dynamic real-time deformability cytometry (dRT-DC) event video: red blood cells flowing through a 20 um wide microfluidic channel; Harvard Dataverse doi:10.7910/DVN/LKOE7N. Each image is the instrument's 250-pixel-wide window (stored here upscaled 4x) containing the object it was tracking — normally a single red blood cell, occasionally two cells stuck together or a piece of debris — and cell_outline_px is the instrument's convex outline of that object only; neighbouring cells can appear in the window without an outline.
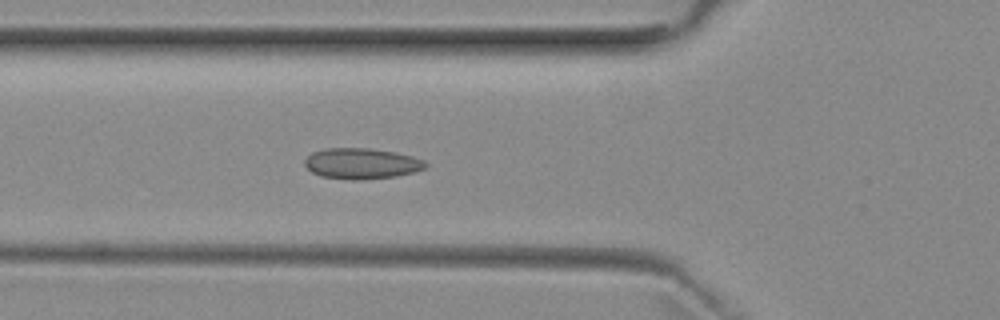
{"species": "common noctule bat (a hibernating species)", "species_latin": "Nyctalus noctula", "temperature_condition": "room temperature", "stored_images_in_passage": 14, "camera_frame_rate_fps": 3000, "um_per_image_px": 0.085, "animal": {"sex": "female", "body_mass_g": 29.2, "forearm_length_mm": 56.3}, "frame": {"image": 1, "passage_image": 4, "time_ms": 1.0, "image_size_px": [1000, 320], "cell_outline_px": [[428, 164], [424, 168], [412, 172], [396, 176], [360, 180], [352, 180], [320, 176], [312, 172], [304, 164], [304, 160], [312, 152], [324, 148], [368, 148], [392, 152], [412, 156], [424, 160]], "centroid_in_image_um": [30.7, 13.9], "position_along_channel_um": 95.1, "area_um2": 21.56}}
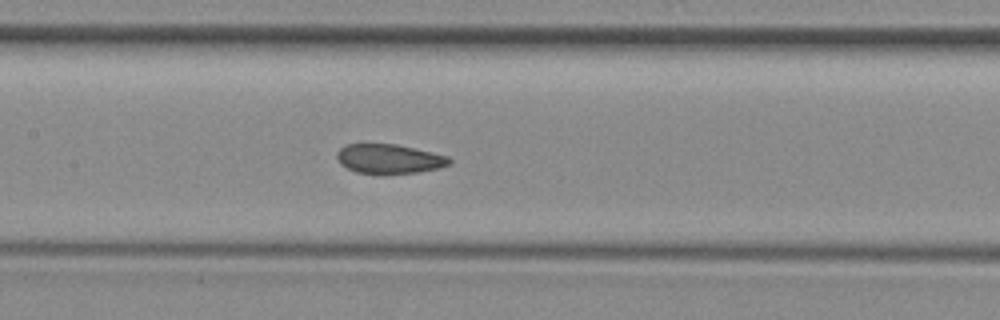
{"frame": {"image": 2, "passage_image": 10, "time_ms": 3.0, "image_size_px": [1000, 320], "cell_outline_px": [[452, 164], [440, 168], [416, 172], [380, 176], [356, 172], [340, 164], [336, 156], [336, 152], [344, 144], [396, 144], [432, 152], [448, 156], [452, 160]], "centroid_in_image_um": [33.07, 13.53], "position_along_channel_um": 174.3, "area_um2": 19.83}}
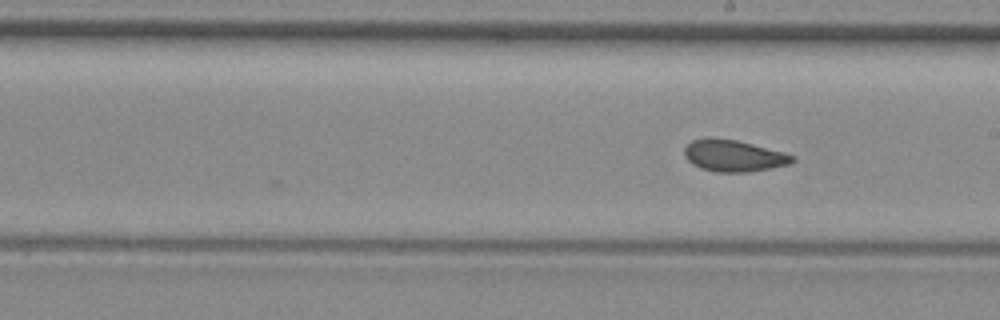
{"frame": {"image": 3, "passage_image": 14, "time_ms": 4.333, "image_size_px": [1000, 320], "cell_outline_px": [[796, 160], [788, 164], [748, 172], [716, 172], [700, 168], [692, 164], [684, 156], [684, 148], [692, 140], [708, 136], [736, 140], [784, 152], [796, 156]], "centroid_in_image_um": [62.33, 13.22], "position_along_channel_um": 226.7, "area_um2": 20.0}}